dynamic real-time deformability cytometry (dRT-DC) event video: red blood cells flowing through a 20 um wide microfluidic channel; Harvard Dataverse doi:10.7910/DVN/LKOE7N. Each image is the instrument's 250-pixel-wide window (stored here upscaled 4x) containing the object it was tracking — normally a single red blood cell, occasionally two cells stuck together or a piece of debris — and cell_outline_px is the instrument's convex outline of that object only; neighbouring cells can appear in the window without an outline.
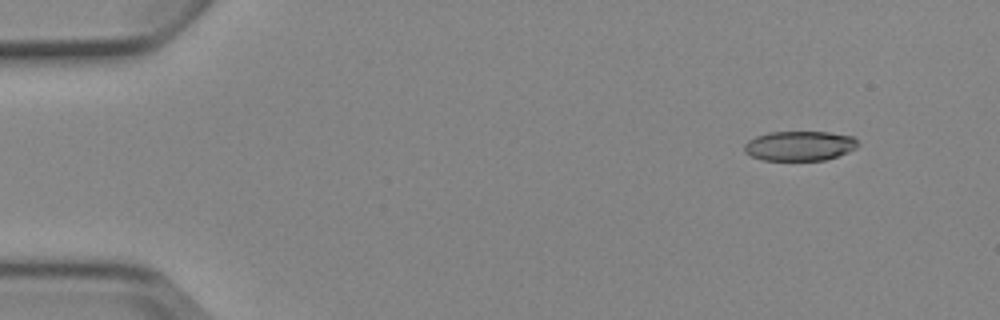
{"species": "Egyptian fruit bat (a non-hibernating species)", "species_latin": "Rousettus aegyptiacus", "temperature_condition": "cold", "stored_images_in_passage": 5, "camera_frame_rate_fps": 3000, "um_per_image_px": 0.085, "animal": {"sex": "female"}, "frame": {"image": 1, "passage_image": 2, "time_ms": 1.333, "image_size_px": [1000, 320], "cell_outline_px": [[860, 144], [856, 148], [848, 152], [824, 160], [764, 160], [752, 156], [744, 152], [744, 144], [748, 140], [756, 136], [768, 132], [828, 132], [852, 136]], "centroid_in_image_um": [67.95, 12.39], "position_along_channel_um": 17.0, "area_um2": 19.65}}
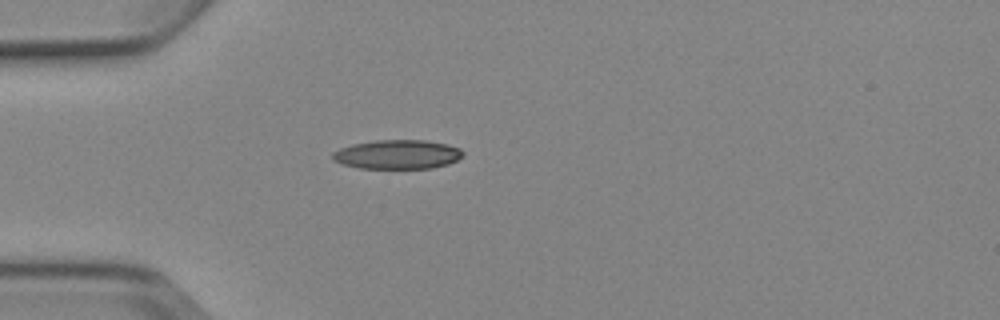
{"frame": {"image": 2, "passage_image": 5, "time_ms": 4.667, "image_size_px": [1000, 320], "cell_outline_px": [[464, 156], [448, 164], [432, 168], [360, 168], [344, 164], [332, 160], [332, 152], [340, 148], [352, 144], [376, 140], [424, 140], [448, 144], [460, 148], [464, 152]], "centroid_in_image_um": [33.8, 13.12], "position_along_channel_um": 51.2, "area_um2": 22.2}}